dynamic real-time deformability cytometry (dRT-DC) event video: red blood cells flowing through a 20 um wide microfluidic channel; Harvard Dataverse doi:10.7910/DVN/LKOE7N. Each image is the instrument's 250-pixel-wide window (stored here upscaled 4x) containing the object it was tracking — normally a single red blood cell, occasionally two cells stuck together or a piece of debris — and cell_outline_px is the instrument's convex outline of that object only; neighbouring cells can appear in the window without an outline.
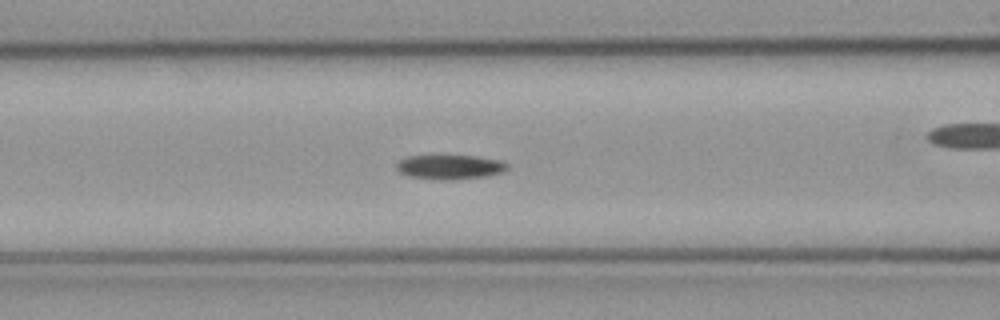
{"species": "common noctule bat (a hibernating species)", "species_latin": "Nyctalus noctula", "temperature_condition": "cold", "stored_images_in_passage": 49, "camera_frame_rate_fps": 3000, "um_per_image_px": 0.085, "animal": {"sex": "male", "body_mass_g": 23.1, "forearm_length_mm": 52.7}, "frame": {"image": 1, "passage_image": 15, "time_ms": 4.667, "image_size_px": [1000, 320], "cell_outline_px": [[508, 168], [504, 172], [488, 176], [452, 180], [444, 180], [412, 176], [400, 172], [396, 168], [396, 164], [400, 160], [408, 156], [476, 156], [504, 160], [508, 164]], "centroid_in_image_um": [38.33, 14.19], "position_along_channel_um": 128.3, "area_um2": 15.78}}
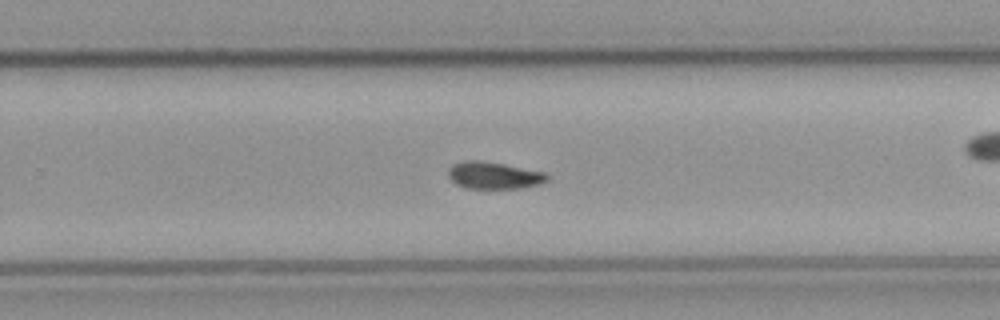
{"frame": {"image": 2, "passage_image": 28, "time_ms": 9.0, "image_size_px": [1000, 320], "cell_outline_px": [[548, 180], [540, 184], [524, 188], [464, 188], [456, 184], [448, 176], [448, 168], [452, 164], [464, 160], [480, 160], [504, 164], [544, 172], [548, 176]], "centroid_in_image_um": [41.95, 14.9], "position_along_channel_um": 287.8, "area_um2": 15.66}}